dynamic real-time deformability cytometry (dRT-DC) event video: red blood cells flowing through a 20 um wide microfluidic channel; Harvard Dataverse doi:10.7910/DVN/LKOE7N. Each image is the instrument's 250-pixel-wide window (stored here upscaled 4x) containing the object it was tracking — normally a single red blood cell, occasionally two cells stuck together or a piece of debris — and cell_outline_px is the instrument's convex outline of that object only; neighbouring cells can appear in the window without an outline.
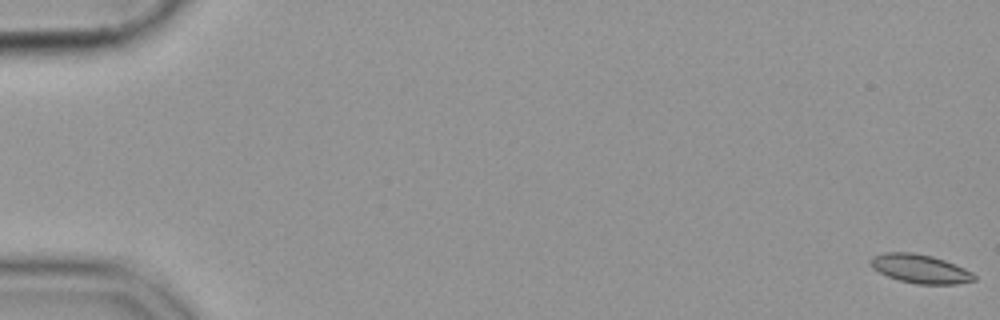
{"species": "common noctule bat (a hibernating species)", "species_latin": "Nyctalus noctula", "temperature_condition": "cold", "stored_images_in_passage": 57, "camera_frame_rate_fps": 3000, "um_per_image_px": 0.085, "animal": {"sex": "female", "body_mass_g": 19.9}, "frame": {"image": 1, "passage_image": 1, "time_ms": 0.0, "image_size_px": [1000, 320], "cell_outline_px": [[976, 280], [956, 284], [916, 284], [900, 280], [888, 276], [872, 268], [868, 264], [872, 256], [884, 252], [912, 252], [932, 256], [944, 260], [964, 268], [972, 272], [976, 276]], "centroid_in_image_um": [78.19, 22.84], "position_along_channel_um": 6.8, "area_um2": 17.4}}
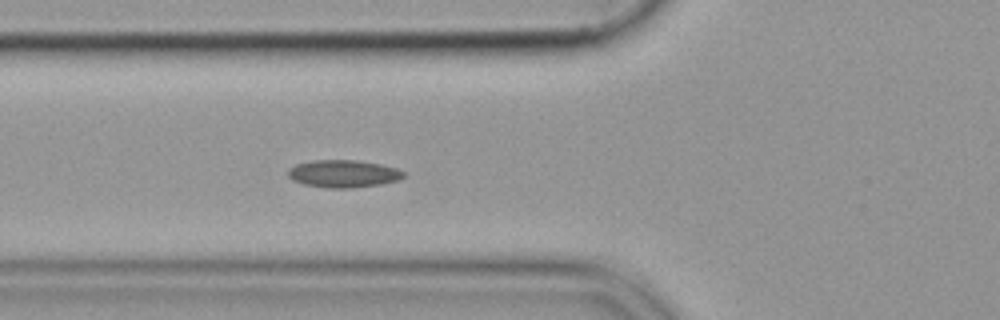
{"frame": {"image": 2, "passage_image": 22, "time_ms": 7.0, "image_size_px": [1000, 320], "cell_outline_px": [[404, 176], [400, 180], [380, 184], [352, 188], [328, 188], [304, 184], [292, 180], [288, 176], [288, 168], [296, 164], [312, 160], [356, 160], [380, 164], [396, 168], [404, 172]], "centroid_in_image_um": [29.17, 14.76], "position_along_channel_um": 96.6, "area_um2": 18.55}}
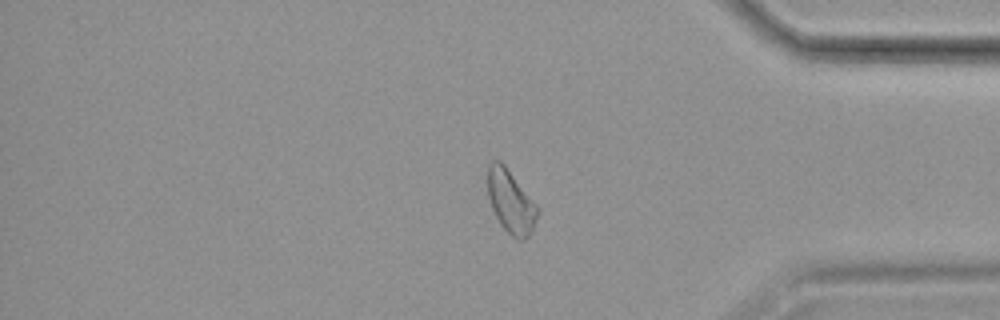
{"frame": {"image": 3, "passage_image": 48, "time_ms": 15.667, "image_size_px": [1000, 320], "cell_outline_px": [[536, 216], [532, 232], [524, 240], [520, 240], [512, 236], [500, 224], [492, 208], [488, 196], [488, 164], [492, 160], [500, 160], [504, 164], [536, 204]], "centroid_in_image_um": [43.38, 17.12], "position_along_channel_um": 391.8, "area_um2": 17.92}}